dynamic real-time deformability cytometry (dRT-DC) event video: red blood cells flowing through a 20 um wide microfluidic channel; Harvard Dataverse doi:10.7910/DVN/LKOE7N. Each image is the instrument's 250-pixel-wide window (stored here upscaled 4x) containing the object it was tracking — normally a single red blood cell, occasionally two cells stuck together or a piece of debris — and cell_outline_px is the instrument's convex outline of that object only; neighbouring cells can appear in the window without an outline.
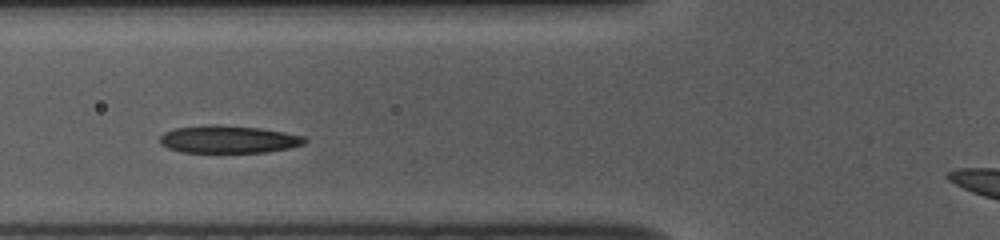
{"species": "common noctule bat (a hibernating species)", "species_latin": "Nyctalus noctula", "temperature_condition": "room temperature", "stored_images_in_passage": 12, "camera_frame_rate_fps": 3000, "um_per_image_px": 0.085, "animal": {"sex": "female", "body_mass_g": 10.0, "forearm_length_mm": 53.1}, "frame": {"image": 1, "passage_image": 6, "time_ms": 1.667, "image_size_px": [1000, 240], "cell_outline_px": [[308, 140], [304, 144], [288, 148], [268, 152], [180, 152], [168, 148], [160, 144], [160, 136], [164, 132], [176, 128], [212, 124], [216, 124], [260, 128], [284, 132], [304, 136]], "centroid_in_image_um": [19.42, 11.84], "position_along_channel_um": 106.4, "area_um2": 23.29}}